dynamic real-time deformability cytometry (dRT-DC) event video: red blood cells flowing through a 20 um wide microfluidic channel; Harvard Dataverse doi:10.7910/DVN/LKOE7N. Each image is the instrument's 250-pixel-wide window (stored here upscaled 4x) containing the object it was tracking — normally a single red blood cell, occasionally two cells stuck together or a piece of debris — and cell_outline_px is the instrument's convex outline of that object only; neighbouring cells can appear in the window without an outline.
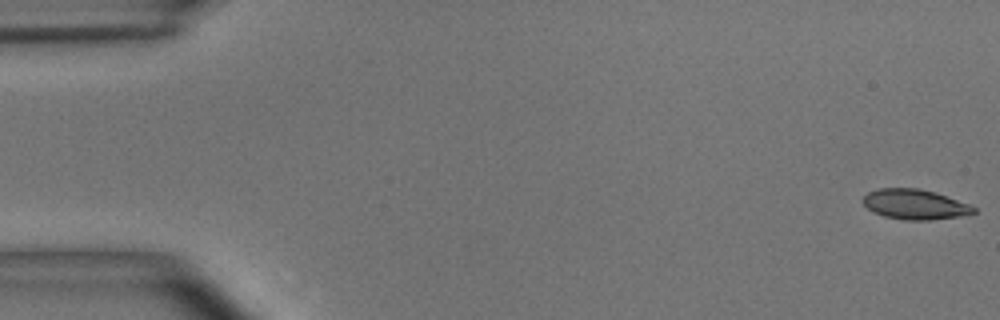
{"species": "common noctule bat (a hibernating species)", "species_latin": "Nyctalus noctula", "temperature_condition": "room temperature", "stored_images_in_passage": 54, "camera_frame_rate_fps": 3000, "um_per_image_px": 0.085, "animal": {"sex": "male", "body_mass_g": 15.6}, "frame": {"image": 1, "passage_image": 1, "time_ms": 0.0, "image_size_px": [1000, 320], "cell_outline_px": [[976, 212], [960, 216], [928, 220], [904, 220], [884, 216], [872, 212], [860, 200], [868, 192], [880, 188], [920, 188], [968, 204], [976, 208]], "centroid_in_image_um": [77.7, 17.37], "position_along_channel_um": 7.3, "area_um2": 19.19}}
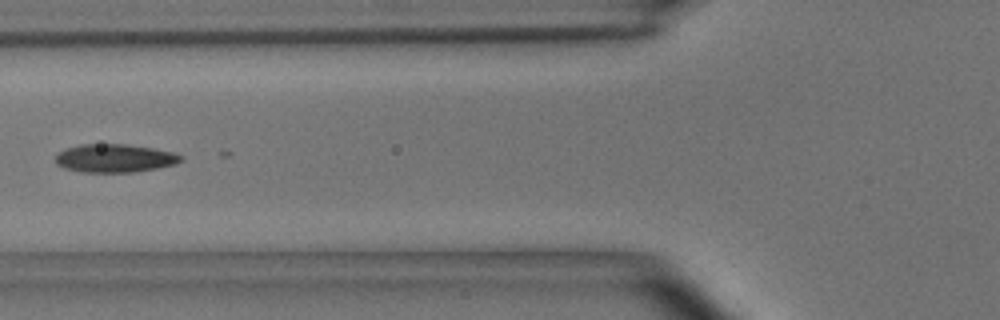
{"frame": {"image": 2, "passage_image": 21, "time_ms": 6.667, "image_size_px": [1000, 320], "cell_outline_px": [[184, 160], [176, 164], [136, 172], [80, 172], [64, 168], [56, 164], [56, 156], [64, 148], [80, 144], [128, 144], [152, 148], [172, 152], [184, 156]], "centroid_in_image_um": [9.76, 13.45], "position_along_channel_um": 116.0, "area_um2": 20.81}}
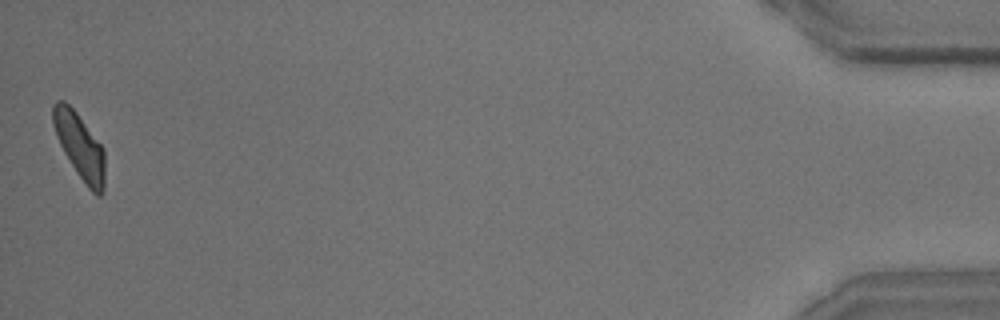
{"frame": {"image": 3, "passage_image": 54, "time_ms": 17.667, "image_size_px": [1000, 320], "cell_outline_px": [[104, 192], [100, 196], [96, 196], [88, 188], [76, 172], [64, 152], [56, 136], [52, 124], [52, 104], [56, 100], [64, 100], [76, 112], [104, 148]], "centroid_in_image_um": [6.77, 12.42], "position_along_channel_um": 428.4, "area_um2": 19.88}}